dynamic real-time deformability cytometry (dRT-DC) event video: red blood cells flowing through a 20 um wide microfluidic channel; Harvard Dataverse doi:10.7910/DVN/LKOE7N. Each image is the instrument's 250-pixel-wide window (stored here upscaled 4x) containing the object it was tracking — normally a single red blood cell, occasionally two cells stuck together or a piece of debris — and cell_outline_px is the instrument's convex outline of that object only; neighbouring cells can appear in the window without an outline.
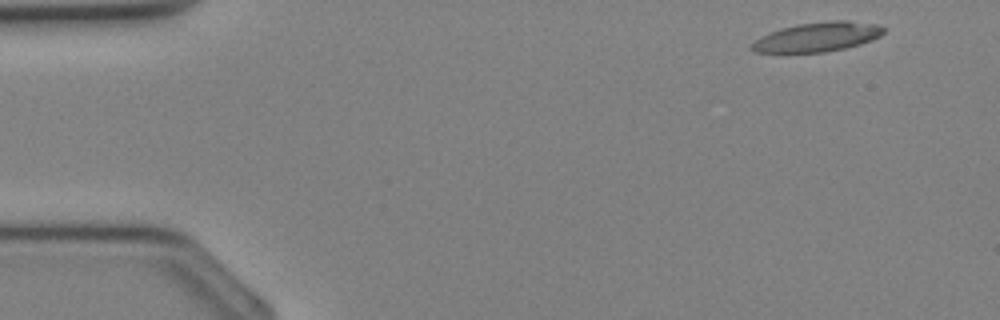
{"species": "Egyptian fruit bat (a non-hibernating species)", "species_latin": "Rousettus aegyptiacus", "temperature_condition": "cold", "stored_images_in_passage": 35, "camera_frame_rate_fps": 3000, "um_per_image_px": 0.085, "animal": {"sex": "female"}, "frame": {"image": 1, "passage_image": 2, "time_ms": 0.333, "image_size_px": [1000, 320], "cell_outline_px": [[884, 32], [880, 36], [872, 40], [860, 44], [844, 48], [824, 52], [756, 52], [748, 48], [760, 36], [796, 24], [832, 20], [848, 20], [880, 24], [884, 28]], "centroid_in_image_um": [69.53, 3.13], "position_along_channel_um": 15.5, "area_um2": 22.48}}
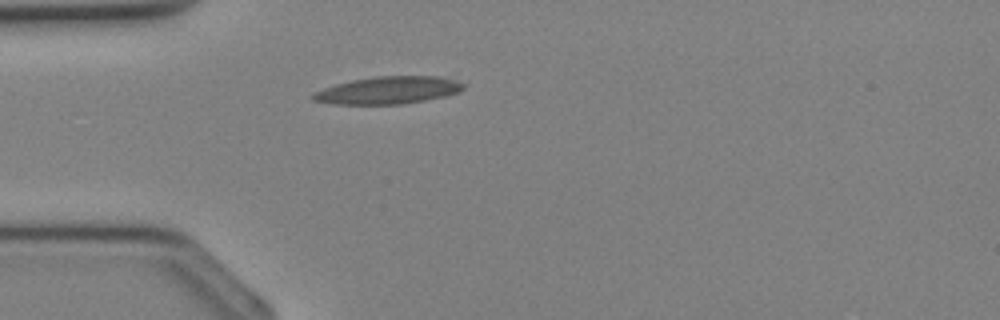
{"frame": {"image": 2, "passage_image": 9, "time_ms": 2.667, "image_size_px": [1000, 320], "cell_outline_px": [[464, 88], [460, 92], [444, 96], [424, 100], [400, 104], [332, 104], [312, 100], [308, 96], [324, 88], [336, 84], [352, 80], [376, 76], [440, 76], [464, 84]], "centroid_in_image_um": [32.96, 7.67], "position_along_channel_um": 52.0, "area_um2": 23.87}}
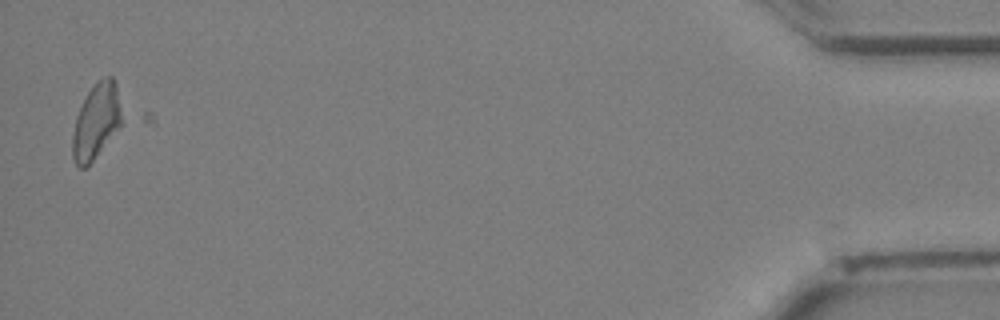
{"frame": {"image": 3, "passage_image": 34, "time_ms": 11.0, "image_size_px": [1000, 320], "cell_outline_px": [[120, 124], [88, 168], [80, 168], [76, 164], [72, 156], [72, 136], [76, 116], [88, 92], [104, 76], [112, 76], [116, 84], [120, 112]], "centroid_in_image_um": [8.13, 10.36], "position_along_channel_um": 427.1, "area_um2": 20.98}}